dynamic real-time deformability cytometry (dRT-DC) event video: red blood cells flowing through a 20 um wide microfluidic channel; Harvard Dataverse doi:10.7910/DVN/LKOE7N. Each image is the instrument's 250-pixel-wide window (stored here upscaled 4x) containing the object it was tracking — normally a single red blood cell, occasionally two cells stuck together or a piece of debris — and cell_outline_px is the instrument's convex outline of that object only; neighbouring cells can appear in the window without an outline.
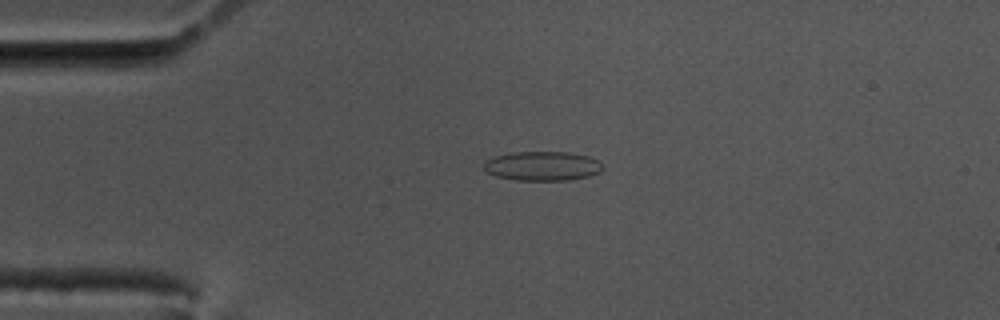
{"species": "common noctule bat (a hibernating species)", "species_latin": "Nyctalus noctula", "temperature_condition": "cold", "stored_images_in_passage": 59, "camera_frame_rate_fps": 3000, "um_per_image_px": 0.085, "animal": {"sex": "male", "body_mass_g": 17.5, "forearm_length_mm": 52.3}, "frame": {"image": 1, "passage_image": 14, "time_ms": 4.333, "image_size_px": [1000, 320], "cell_outline_px": [[600, 172], [588, 176], [568, 180], [516, 180], [496, 176], [488, 172], [484, 168], [484, 160], [496, 156], [512, 152], [568, 152], [588, 156], [596, 160], [600, 164]], "centroid_in_image_um": [46.06, 14.11], "position_along_channel_um": 38.9, "area_um2": 20.06}}
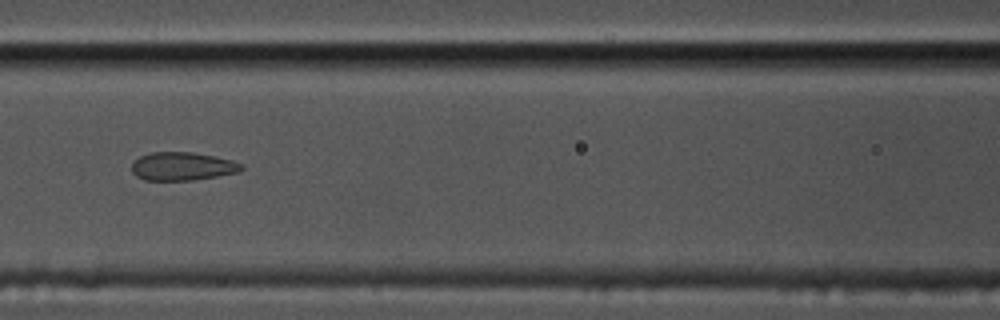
{"frame": {"image": 2, "passage_image": 26, "time_ms": 8.333, "image_size_px": [1000, 320], "cell_outline_px": [[244, 168], [240, 172], [192, 180], [144, 180], [136, 176], [132, 172], [132, 160], [140, 156], [152, 152], [192, 152], [232, 160], [244, 164]], "centroid_in_image_um": [15.49, 14.13], "position_along_channel_um": 151.1, "area_um2": 18.15}}
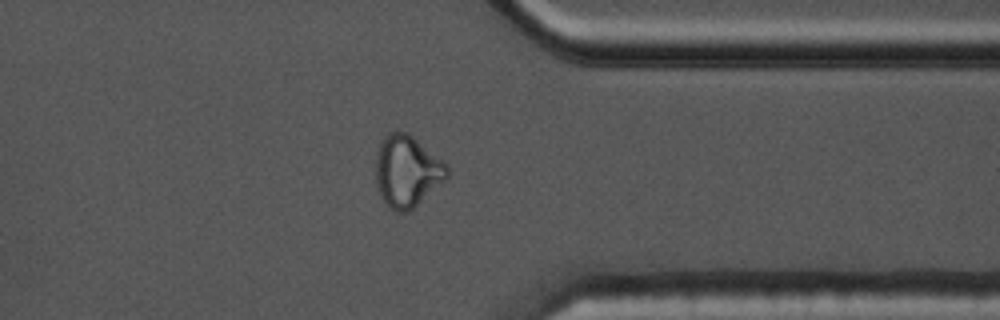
{"frame": {"image": 3, "passage_image": 46, "time_ms": 15.0, "image_size_px": [1000, 320], "cell_outline_px": [[448, 176], [444, 180], [408, 212], [396, 212], [384, 200], [380, 192], [376, 180], [376, 152], [384, 136], [388, 132], [408, 132], [448, 164]], "centroid_in_image_um": [34.6, 14.51], "position_along_channel_um": 376.8, "area_um2": 29.36}, "authors_computed_cell_mechanics": {"area_um2": 19.8832, "velocity_mm_per_s": 3.4824, "shape_relaxation_time_tau1_ms": null, "shape_relaxation_time_tau2_ms": 1.0499, "deformation_change_tau1": null, "deformation_change_tau2": 0.0669}}